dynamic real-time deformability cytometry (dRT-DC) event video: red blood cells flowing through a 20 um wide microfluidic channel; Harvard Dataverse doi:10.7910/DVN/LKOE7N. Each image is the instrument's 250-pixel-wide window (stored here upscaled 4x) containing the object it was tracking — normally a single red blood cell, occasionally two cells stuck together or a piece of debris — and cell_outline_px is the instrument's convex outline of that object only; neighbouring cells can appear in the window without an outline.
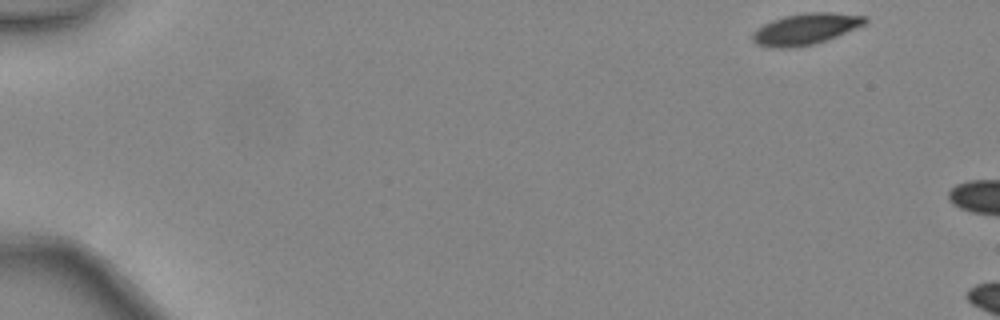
{"species": "common noctule bat (a hibernating species)", "species_latin": "Nyctalus noctula", "temperature_condition": "warm", "stored_images_in_passage": 5, "camera_frame_rate_fps": 3000, "um_per_image_px": 0.085, "animal": {"sex": "female", "body_mass_g": 24.6, "forearm_length_mm": 56.2}, "frame": {"image": 1, "passage_image": 1, "time_ms": 0.0, "image_size_px": [1000, 320], "cell_outline_px": [[868, 20], [864, 24], [836, 36], [812, 44], [792, 48], [768, 48], [756, 44], [752, 40], [752, 32], [756, 28], [772, 20], [784, 16], [808, 12], [828, 12], [868, 16]], "centroid_in_image_um": [68.42, 2.47], "position_along_channel_um": 16.6, "area_um2": 20.4}}